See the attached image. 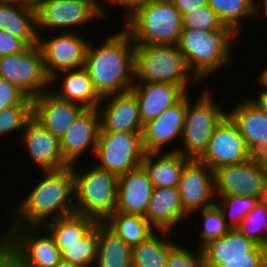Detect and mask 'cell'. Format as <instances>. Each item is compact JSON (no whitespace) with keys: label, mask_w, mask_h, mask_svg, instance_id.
<instances>
[{"label":"cell","mask_w":267,"mask_h":267,"mask_svg":"<svg viewBox=\"0 0 267 267\" xmlns=\"http://www.w3.org/2000/svg\"><path fill=\"white\" fill-rule=\"evenodd\" d=\"M258 2H260V3H258V16L262 17V15L264 14V17H266L267 16V0H258ZM266 19H267V17H266Z\"/></svg>","instance_id":"681fc988"},{"label":"cell","mask_w":267,"mask_h":267,"mask_svg":"<svg viewBox=\"0 0 267 267\" xmlns=\"http://www.w3.org/2000/svg\"><path fill=\"white\" fill-rule=\"evenodd\" d=\"M265 202H266V205H267V196L264 198Z\"/></svg>","instance_id":"11a10c76"},{"label":"cell","mask_w":267,"mask_h":267,"mask_svg":"<svg viewBox=\"0 0 267 267\" xmlns=\"http://www.w3.org/2000/svg\"><path fill=\"white\" fill-rule=\"evenodd\" d=\"M33 117V99L26 98L20 105L0 112V138L11 136L18 130L23 133L26 123ZM22 131V132H21ZM12 133V134H11Z\"/></svg>","instance_id":"8d00e7d4"},{"label":"cell","mask_w":267,"mask_h":267,"mask_svg":"<svg viewBox=\"0 0 267 267\" xmlns=\"http://www.w3.org/2000/svg\"><path fill=\"white\" fill-rule=\"evenodd\" d=\"M44 37V35H38V47L50 78L64 70L84 68L89 44L84 35L78 31H68L59 32L48 39Z\"/></svg>","instance_id":"4fadbf2b"},{"label":"cell","mask_w":267,"mask_h":267,"mask_svg":"<svg viewBox=\"0 0 267 267\" xmlns=\"http://www.w3.org/2000/svg\"><path fill=\"white\" fill-rule=\"evenodd\" d=\"M123 27L135 44H178L182 15L171 0H145Z\"/></svg>","instance_id":"277c9868"},{"label":"cell","mask_w":267,"mask_h":267,"mask_svg":"<svg viewBox=\"0 0 267 267\" xmlns=\"http://www.w3.org/2000/svg\"><path fill=\"white\" fill-rule=\"evenodd\" d=\"M100 130L101 117L98 109H86L60 139L64 159L70 165L76 164L89 149L93 151L91 156H94Z\"/></svg>","instance_id":"ffe728a7"},{"label":"cell","mask_w":267,"mask_h":267,"mask_svg":"<svg viewBox=\"0 0 267 267\" xmlns=\"http://www.w3.org/2000/svg\"><path fill=\"white\" fill-rule=\"evenodd\" d=\"M50 82V91L56 96L86 109H98L102 101V97L94 88L93 82L84 68L58 72L51 77ZM57 82L60 83L58 89L53 86Z\"/></svg>","instance_id":"cb8c5ba5"},{"label":"cell","mask_w":267,"mask_h":267,"mask_svg":"<svg viewBox=\"0 0 267 267\" xmlns=\"http://www.w3.org/2000/svg\"><path fill=\"white\" fill-rule=\"evenodd\" d=\"M188 217L190 216L184 211L178 187L153 189L145 218L156 231L171 232Z\"/></svg>","instance_id":"d4e9b609"},{"label":"cell","mask_w":267,"mask_h":267,"mask_svg":"<svg viewBox=\"0 0 267 267\" xmlns=\"http://www.w3.org/2000/svg\"><path fill=\"white\" fill-rule=\"evenodd\" d=\"M237 37L226 26L218 31L182 28L177 45L190 71L202 81L208 76L210 78L214 72L223 70V67L231 66Z\"/></svg>","instance_id":"3957f363"},{"label":"cell","mask_w":267,"mask_h":267,"mask_svg":"<svg viewBox=\"0 0 267 267\" xmlns=\"http://www.w3.org/2000/svg\"><path fill=\"white\" fill-rule=\"evenodd\" d=\"M257 246L237 230H230L224 236L208 242L201 251L204 259L250 258V253Z\"/></svg>","instance_id":"f546056e"},{"label":"cell","mask_w":267,"mask_h":267,"mask_svg":"<svg viewBox=\"0 0 267 267\" xmlns=\"http://www.w3.org/2000/svg\"><path fill=\"white\" fill-rule=\"evenodd\" d=\"M94 267H132V247L104 222H99L97 259Z\"/></svg>","instance_id":"83f0119b"},{"label":"cell","mask_w":267,"mask_h":267,"mask_svg":"<svg viewBox=\"0 0 267 267\" xmlns=\"http://www.w3.org/2000/svg\"><path fill=\"white\" fill-rule=\"evenodd\" d=\"M85 110L83 106L61 99L50 90L33 99V118L58 139Z\"/></svg>","instance_id":"44dd1931"},{"label":"cell","mask_w":267,"mask_h":267,"mask_svg":"<svg viewBox=\"0 0 267 267\" xmlns=\"http://www.w3.org/2000/svg\"><path fill=\"white\" fill-rule=\"evenodd\" d=\"M258 77L264 84L267 85V67H265L264 70L260 72V75Z\"/></svg>","instance_id":"816d5d0a"},{"label":"cell","mask_w":267,"mask_h":267,"mask_svg":"<svg viewBox=\"0 0 267 267\" xmlns=\"http://www.w3.org/2000/svg\"><path fill=\"white\" fill-rule=\"evenodd\" d=\"M170 233L155 231L146 240L133 246L132 267H166L169 252L177 244L166 239V236L171 235Z\"/></svg>","instance_id":"f1b7e54d"},{"label":"cell","mask_w":267,"mask_h":267,"mask_svg":"<svg viewBox=\"0 0 267 267\" xmlns=\"http://www.w3.org/2000/svg\"><path fill=\"white\" fill-rule=\"evenodd\" d=\"M23 201L10 210L9 226H43L48 221L75 213L72 166L43 171Z\"/></svg>","instance_id":"7a4b0ae2"},{"label":"cell","mask_w":267,"mask_h":267,"mask_svg":"<svg viewBox=\"0 0 267 267\" xmlns=\"http://www.w3.org/2000/svg\"><path fill=\"white\" fill-rule=\"evenodd\" d=\"M258 84L263 87L262 91L258 94V96L255 98L250 96V99L259 106L263 111L267 113V85L264 84L259 78Z\"/></svg>","instance_id":"7dc6e473"},{"label":"cell","mask_w":267,"mask_h":267,"mask_svg":"<svg viewBox=\"0 0 267 267\" xmlns=\"http://www.w3.org/2000/svg\"><path fill=\"white\" fill-rule=\"evenodd\" d=\"M8 227L3 232L4 244L25 267H54L61 261L53 237L42 226Z\"/></svg>","instance_id":"ba28073f"},{"label":"cell","mask_w":267,"mask_h":267,"mask_svg":"<svg viewBox=\"0 0 267 267\" xmlns=\"http://www.w3.org/2000/svg\"><path fill=\"white\" fill-rule=\"evenodd\" d=\"M153 189V184L143 166L119 176L115 212L145 217Z\"/></svg>","instance_id":"603a6c76"},{"label":"cell","mask_w":267,"mask_h":267,"mask_svg":"<svg viewBox=\"0 0 267 267\" xmlns=\"http://www.w3.org/2000/svg\"><path fill=\"white\" fill-rule=\"evenodd\" d=\"M182 27L202 31H218L224 25L219 21L214 11L207 5L183 14Z\"/></svg>","instance_id":"f35d334b"},{"label":"cell","mask_w":267,"mask_h":267,"mask_svg":"<svg viewBox=\"0 0 267 267\" xmlns=\"http://www.w3.org/2000/svg\"><path fill=\"white\" fill-rule=\"evenodd\" d=\"M28 47L21 38L0 29V57L22 53Z\"/></svg>","instance_id":"7bdbcfd3"},{"label":"cell","mask_w":267,"mask_h":267,"mask_svg":"<svg viewBox=\"0 0 267 267\" xmlns=\"http://www.w3.org/2000/svg\"><path fill=\"white\" fill-rule=\"evenodd\" d=\"M212 89H202L196 102L187 94V109L181 146L168 152H178L190 160H199L207 150L215 128L227 116L220 102H215ZM193 103V104H192ZM219 104V105H218Z\"/></svg>","instance_id":"52a82bcc"},{"label":"cell","mask_w":267,"mask_h":267,"mask_svg":"<svg viewBox=\"0 0 267 267\" xmlns=\"http://www.w3.org/2000/svg\"><path fill=\"white\" fill-rule=\"evenodd\" d=\"M227 116L239 129L251 158L263 160L267 157V113L250 97L240 100L236 107L227 111Z\"/></svg>","instance_id":"ac0fdd59"},{"label":"cell","mask_w":267,"mask_h":267,"mask_svg":"<svg viewBox=\"0 0 267 267\" xmlns=\"http://www.w3.org/2000/svg\"><path fill=\"white\" fill-rule=\"evenodd\" d=\"M193 252L177 243L169 252L166 267H206L201 249Z\"/></svg>","instance_id":"60d3db41"},{"label":"cell","mask_w":267,"mask_h":267,"mask_svg":"<svg viewBox=\"0 0 267 267\" xmlns=\"http://www.w3.org/2000/svg\"><path fill=\"white\" fill-rule=\"evenodd\" d=\"M216 197L215 204L222 211L224 219L231 230H236L245 216L250 213L260 201L259 198L253 196L235 195Z\"/></svg>","instance_id":"e575fe53"},{"label":"cell","mask_w":267,"mask_h":267,"mask_svg":"<svg viewBox=\"0 0 267 267\" xmlns=\"http://www.w3.org/2000/svg\"><path fill=\"white\" fill-rule=\"evenodd\" d=\"M203 219L202 231L199 232V247L202 248L208 242L220 238L228 233L231 229L228 227L226 220L220 208L215 204L211 207L200 210Z\"/></svg>","instance_id":"74e56055"},{"label":"cell","mask_w":267,"mask_h":267,"mask_svg":"<svg viewBox=\"0 0 267 267\" xmlns=\"http://www.w3.org/2000/svg\"><path fill=\"white\" fill-rule=\"evenodd\" d=\"M98 111L101 117L100 133H142L144 125L132 90L102 97Z\"/></svg>","instance_id":"e0dca14e"},{"label":"cell","mask_w":267,"mask_h":267,"mask_svg":"<svg viewBox=\"0 0 267 267\" xmlns=\"http://www.w3.org/2000/svg\"><path fill=\"white\" fill-rule=\"evenodd\" d=\"M0 2L36 11L39 0H0Z\"/></svg>","instance_id":"c3c4849f"},{"label":"cell","mask_w":267,"mask_h":267,"mask_svg":"<svg viewBox=\"0 0 267 267\" xmlns=\"http://www.w3.org/2000/svg\"><path fill=\"white\" fill-rule=\"evenodd\" d=\"M99 222L78 243L56 244L61 260L82 267H94L97 259Z\"/></svg>","instance_id":"836d02e7"},{"label":"cell","mask_w":267,"mask_h":267,"mask_svg":"<svg viewBox=\"0 0 267 267\" xmlns=\"http://www.w3.org/2000/svg\"><path fill=\"white\" fill-rule=\"evenodd\" d=\"M241 235L267 248V205L260 200L236 229Z\"/></svg>","instance_id":"d590c367"},{"label":"cell","mask_w":267,"mask_h":267,"mask_svg":"<svg viewBox=\"0 0 267 267\" xmlns=\"http://www.w3.org/2000/svg\"><path fill=\"white\" fill-rule=\"evenodd\" d=\"M99 19L95 0H39L36 9L38 35L46 29L73 32L75 26H85Z\"/></svg>","instance_id":"7c38bea8"},{"label":"cell","mask_w":267,"mask_h":267,"mask_svg":"<svg viewBox=\"0 0 267 267\" xmlns=\"http://www.w3.org/2000/svg\"><path fill=\"white\" fill-rule=\"evenodd\" d=\"M135 83L199 84L177 44H135Z\"/></svg>","instance_id":"5b68a950"},{"label":"cell","mask_w":267,"mask_h":267,"mask_svg":"<svg viewBox=\"0 0 267 267\" xmlns=\"http://www.w3.org/2000/svg\"><path fill=\"white\" fill-rule=\"evenodd\" d=\"M216 196H267V172L262 160L250 158L214 170Z\"/></svg>","instance_id":"8fae6325"},{"label":"cell","mask_w":267,"mask_h":267,"mask_svg":"<svg viewBox=\"0 0 267 267\" xmlns=\"http://www.w3.org/2000/svg\"><path fill=\"white\" fill-rule=\"evenodd\" d=\"M219 21L240 37L242 21L258 16V0H207ZM244 18V19H243Z\"/></svg>","instance_id":"1f68e13d"},{"label":"cell","mask_w":267,"mask_h":267,"mask_svg":"<svg viewBox=\"0 0 267 267\" xmlns=\"http://www.w3.org/2000/svg\"><path fill=\"white\" fill-rule=\"evenodd\" d=\"M189 161L178 152L145 153L142 166L154 188L178 187L184 166Z\"/></svg>","instance_id":"484cf974"},{"label":"cell","mask_w":267,"mask_h":267,"mask_svg":"<svg viewBox=\"0 0 267 267\" xmlns=\"http://www.w3.org/2000/svg\"><path fill=\"white\" fill-rule=\"evenodd\" d=\"M251 158L245 140L233 121L226 116L215 128L200 162L213 171L223 166L245 162Z\"/></svg>","instance_id":"9a60e30c"},{"label":"cell","mask_w":267,"mask_h":267,"mask_svg":"<svg viewBox=\"0 0 267 267\" xmlns=\"http://www.w3.org/2000/svg\"><path fill=\"white\" fill-rule=\"evenodd\" d=\"M181 15L208 5L207 0H171Z\"/></svg>","instance_id":"f6af8a7d"},{"label":"cell","mask_w":267,"mask_h":267,"mask_svg":"<svg viewBox=\"0 0 267 267\" xmlns=\"http://www.w3.org/2000/svg\"><path fill=\"white\" fill-rule=\"evenodd\" d=\"M144 155L142 133H99L92 163L119 177L142 166Z\"/></svg>","instance_id":"9c48e42d"},{"label":"cell","mask_w":267,"mask_h":267,"mask_svg":"<svg viewBox=\"0 0 267 267\" xmlns=\"http://www.w3.org/2000/svg\"><path fill=\"white\" fill-rule=\"evenodd\" d=\"M71 166L75 213L104 222L117 206L118 176L98 168L94 163L84 169L78 167L79 163Z\"/></svg>","instance_id":"8992f818"},{"label":"cell","mask_w":267,"mask_h":267,"mask_svg":"<svg viewBox=\"0 0 267 267\" xmlns=\"http://www.w3.org/2000/svg\"><path fill=\"white\" fill-rule=\"evenodd\" d=\"M0 78L13 83L31 99L49 91L51 87V78L45 70L38 45L29 46L19 54L1 56Z\"/></svg>","instance_id":"30bf717a"},{"label":"cell","mask_w":267,"mask_h":267,"mask_svg":"<svg viewBox=\"0 0 267 267\" xmlns=\"http://www.w3.org/2000/svg\"><path fill=\"white\" fill-rule=\"evenodd\" d=\"M206 267H267V248L258 245L250 258L204 259Z\"/></svg>","instance_id":"ab89813d"},{"label":"cell","mask_w":267,"mask_h":267,"mask_svg":"<svg viewBox=\"0 0 267 267\" xmlns=\"http://www.w3.org/2000/svg\"><path fill=\"white\" fill-rule=\"evenodd\" d=\"M0 29L21 38L28 46L38 45L35 10L0 2Z\"/></svg>","instance_id":"4316f807"},{"label":"cell","mask_w":267,"mask_h":267,"mask_svg":"<svg viewBox=\"0 0 267 267\" xmlns=\"http://www.w3.org/2000/svg\"><path fill=\"white\" fill-rule=\"evenodd\" d=\"M104 223L131 247L146 240L156 231L142 215L114 212Z\"/></svg>","instance_id":"d6a6232c"},{"label":"cell","mask_w":267,"mask_h":267,"mask_svg":"<svg viewBox=\"0 0 267 267\" xmlns=\"http://www.w3.org/2000/svg\"><path fill=\"white\" fill-rule=\"evenodd\" d=\"M104 2H108L111 5H118L119 7H122V9L124 8L125 11H121V12H125L124 15L122 14V17L124 19H122L125 21L145 0H103ZM96 2V6H97V10L99 12V15L101 16V18H104L105 13H106V3H103L101 0H95ZM102 2V3H101ZM105 4V5H104ZM103 5V6H102Z\"/></svg>","instance_id":"ee69618b"},{"label":"cell","mask_w":267,"mask_h":267,"mask_svg":"<svg viewBox=\"0 0 267 267\" xmlns=\"http://www.w3.org/2000/svg\"><path fill=\"white\" fill-rule=\"evenodd\" d=\"M104 40L98 46L89 40L84 65L101 97L129 91L135 84V43L129 33L123 28Z\"/></svg>","instance_id":"6da1fadb"},{"label":"cell","mask_w":267,"mask_h":267,"mask_svg":"<svg viewBox=\"0 0 267 267\" xmlns=\"http://www.w3.org/2000/svg\"><path fill=\"white\" fill-rule=\"evenodd\" d=\"M26 98L13 83L0 78V112L5 108L20 105Z\"/></svg>","instance_id":"b9f144b4"},{"label":"cell","mask_w":267,"mask_h":267,"mask_svg":"<svg viewBox=\"0 0 267 267\" xmlns=\"http://www.w3.org/2000/svg\"><path fill=\"white\" fill-rule=\"evenodd\" d=\"M187 95L175 106L166 109L157 118L144 124L142 143L145 153H164V147L183 134Z\"/></svg>","instance_id":"d6986e66"},{"label":"cell","mask_w":267,"mask_h":267,"mask_svg":"<svg viewBox=\"0 0 267 267\" xmlns=\"http://www.w3.org/2000/svg\"><path fill=\"white\" fill-rule=\"evenodd\" d=\"M0 267H25L24 264L4 244L0 248Z\"/></svg>","instance_id":"bcb514c9"},{"label":"cell","mask_w":267,"mask_h":267,"mask_svg":"<svg viewBox=\"0 0 267 267\" xmlns=\"http://www.w3.org/2000/svg\"><path fill=\"white\" fill-rule=\"evenodd\" d=\"M26 155L43 171L61 170L71 166L63 157L60 139L44 128L33 117L20 134Z\"/></svg>","instance_id":"2e32d148"},{"label":"cell","mask_w":267,"mask_h":267,"mask_svg":"<svg viewBox=\"0 0 267 267\" xmlns=\"http://www.w3.org/2000/svg\"><path fill=\"white\" fill-rule=\"evenodd\" d=\"M4 245V234L0 236V248Z\"/></svg>","instance_id":"f5cc1de1"},{"label":"cell","mask_w":267,"mask_h":267,"mask_svg":"<svg viewBox=\"0 0 267 267\" xmlns=\"http://www.w3.org/2000/svg\"><path fill=\"white\" fill-rule=\"evenodd\" d=\"M264 165H265V168H266V172H267V157L265 159L262 160Z\"/></svg>","instance_id":"db71d44e"},{"label":"cell","mask_w":267,"mask_h":267,"mask_svg":"<svg viewBox=\"0 0 267 267\" xmlns=\"http://www.w3.org/2000/svg\"><path fill=\"white\" fill-rule=\"evenodd\" d=\"M98 221L90 216L73 213L45 223V228L55 244L78 243Z\"/></svg>","instance_id":"4dcf8cb0"},{"label":"cell","mask_w":267,"mask_h":267,"mask_svg":"<svg viewBox=\"0 0 267 267\" xmlns=\"http://www.w3.org/2000/svg\"><path fill=\"white\" fill-rule=\"evenodd\" d=\"M190 87L169 83H135L131 90L137 98L143 125L178 104Z\"/></svg>","instance_id":"7402d4cb"},{"label":"cell","mask_w":267,"mask_h":267,"mask_svg":"<svg viewBox=\"0 0 267 267\" xmlns=\"http://www.w3.org/2000/svg\"><path fill=\"white\" fill-rule=\"evenodd\" d=\"M178 190L184 211L193 217L216 203L214 171L199 160H190L184 166Z\"/></svg>","instance_id":"5bb4252c"},{"label":"cell","mask_w":267,"mask_h":267,"mask_svg":"<svg viewBox=\"0 0 267 267\" xmlns=\"http://www.w3.org/2000/svg\"><path fill=\"white\" fill-rule=\"evenodd\" d=\"M54 267H82V266H79L77 264H73V263H70V262H66V261H60L58 264H56Z\"/></svg>","instance_id":"f907efd6"}]
</instances>
